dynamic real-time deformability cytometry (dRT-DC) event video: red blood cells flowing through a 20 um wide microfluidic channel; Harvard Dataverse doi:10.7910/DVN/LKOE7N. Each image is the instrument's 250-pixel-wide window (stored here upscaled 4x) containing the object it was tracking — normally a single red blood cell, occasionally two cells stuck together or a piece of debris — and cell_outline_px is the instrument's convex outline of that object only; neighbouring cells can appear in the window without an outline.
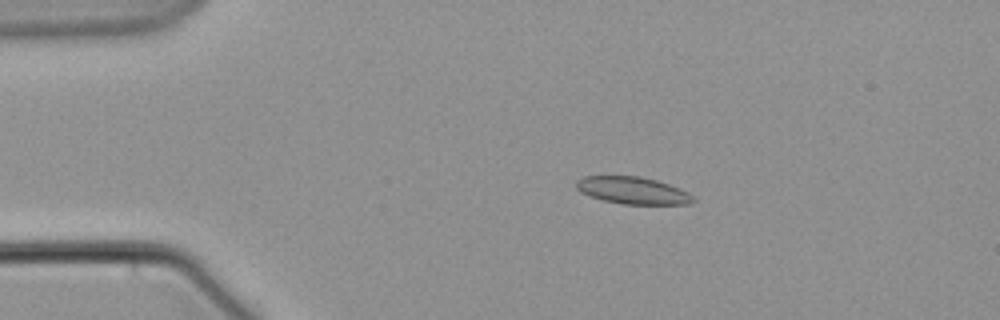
{"species": "common noctule bat (a hibernating species)", "species_latin": "Nyctalus noctula", "temperature_condition": "warm", "stored_images_in_passage": 5, "camera_frame_rate_fps": 3000, "um_per_image_px": 0.085, "animal": {"sex": "male", "body_mass_g": 21.5, "forearm_length_mm": 52.0}, "frame": {"image": 1, "passage_image": 3, "time_ms": 3.333, "image_size_px": [1000, 320], "cell_outline_px": [[696, 200], [692, 204], [620, 204], [588, 196], [580, 192], [576, 188], [576, 180], [584, 176], [640, 176], [656, 180], [680, 188], [688, 192]], "centroid_in_image_um": [53.77, 16.19], "position_along_channel_um": 31.2, "area_um2": 18.61}}